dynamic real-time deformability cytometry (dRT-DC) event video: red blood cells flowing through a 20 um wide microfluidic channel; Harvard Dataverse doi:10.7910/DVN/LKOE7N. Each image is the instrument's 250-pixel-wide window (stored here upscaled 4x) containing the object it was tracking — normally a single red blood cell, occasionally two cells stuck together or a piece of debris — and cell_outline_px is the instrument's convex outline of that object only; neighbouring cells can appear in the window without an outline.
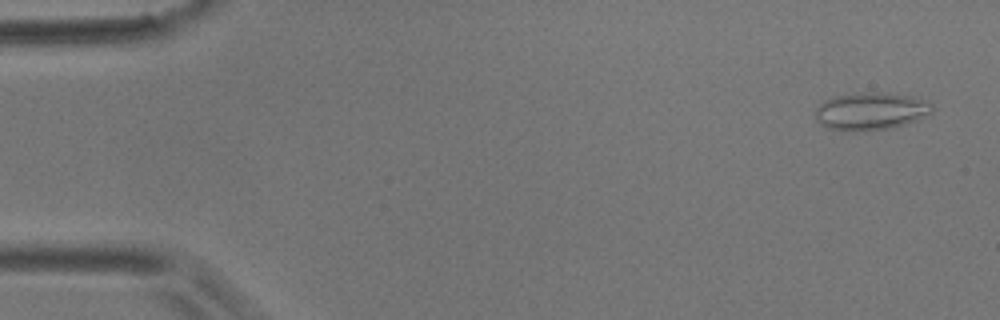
{"species": "common noctule bat (a hibernating species)", "species_latin": "Nyctalus noctula", "temperature_condition": "room temperature", "stored_images_in_passage": 55, "camera_frame_rate_fps": 3000, "um_per_image_px": 0.085, "animal": {"sex": "male", "body_mass_g": 17.9}, "frame": {"image": 1, "passage_image": 3, "time_ms": 0.667, "image_size_px": [1000, 320], "cell_outline_px": [[932, 112], [916, 120], [892, 128], [856, 132], [828, 128], [820, 124], [816, 120], [816, 108], [824, 100], [836, 96], [864, 92], [888, 92], [912, 96], [928, 100], [932, 104]], "centroid_in_image_um": [74.03, 9.45], "position_along_channel_um": 11.0, "area_um2": 25.78}}
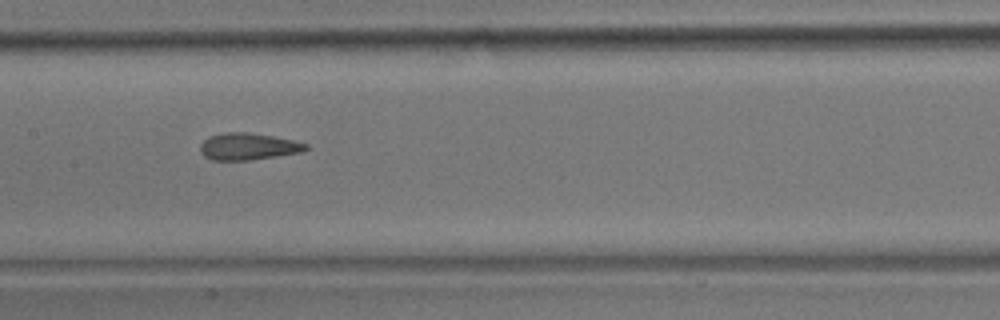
{"frame": {"image": 2, "passage_image": 27, "time_ms": 8.667, "image_size_px": [1000, 320], "cell_outline_px": [[308, 148], [304, 152], [248, 160], [212, 160], [204, 156], [200, 152], [200, 144], [208, 136], [224, 132], [248, 132], [272, 136], [292, 140], [308, 144]], "centroid_in_image_um": [21.07, 12.45], "position_along_channel_um": 186.3, "area_um2": 16.59}}
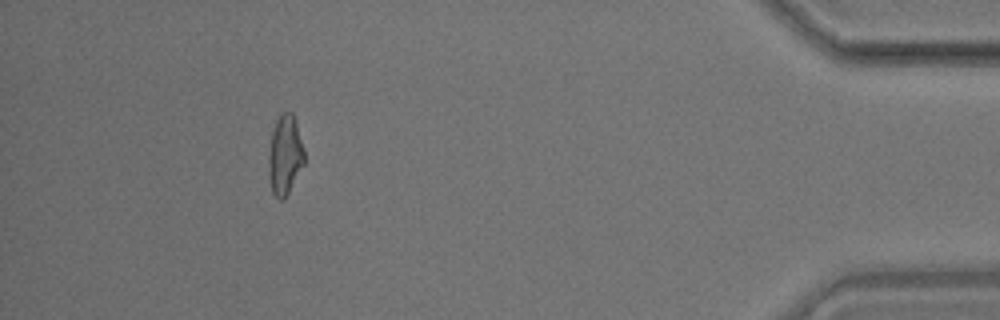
{"frame": {"image": 3, "passage_image": 50, "time_ms": 16.333, "image_size_px": [1000, 320], "cell_outline_px": [[304, 164], [284, 200], [280, 200], [272, 192], [268, 176], [268, 156], [272, 132], [276, 120], [280, 112], [292, 112], [304, 148]], "centroid_in_image_um": [24.21, 13.19], "position_along_channel_um": 411.0, "area_um2": 16.59}, "authors_computed_cell_mechanics": {"area_um2": 16.762, "velocity_mm_per_s": 3.6954, "shape_relaxation_time_tau1_ms": null, "shape_relaxation_time_tau2_ms": 2.0941, "deformation_change_tau1": null, "deformation_change_tau2": 0.1089}}